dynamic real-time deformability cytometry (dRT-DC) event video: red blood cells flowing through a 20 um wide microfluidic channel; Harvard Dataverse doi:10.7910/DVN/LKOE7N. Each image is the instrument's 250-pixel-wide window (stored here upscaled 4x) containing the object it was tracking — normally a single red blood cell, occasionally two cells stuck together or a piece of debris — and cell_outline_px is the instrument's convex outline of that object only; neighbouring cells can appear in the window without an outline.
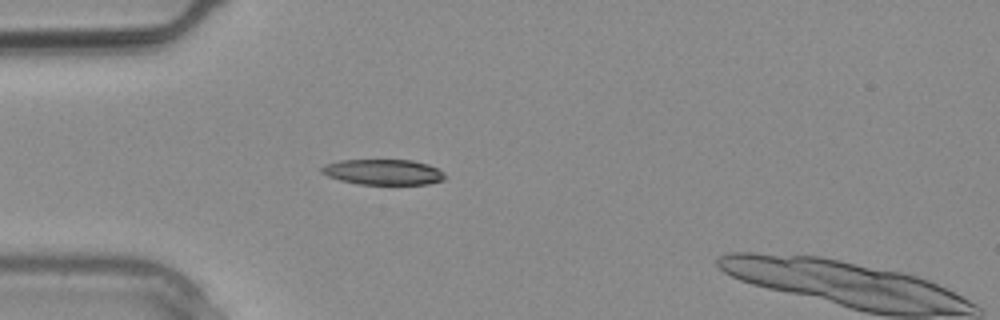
{"species": "common noctule bat (a hibernating species)", "species_latin": "Nyctalus noctula", "temperature_condition": "warm", "stored_images_in_passage": 24, "camera_frame_rate_fps": 3000, "um_per_image_px": 0.085, "animal": {"sex": "male", "body_mass_g": 20.4}, "frame": {"image": 1, "passage_image": 4, "time_ms": 1.0, "image_size_px": [1000, 320], "cell_outline_px": [[448, 176], [444, 180], [428, 184], [360, 184], [340, 180], [328, 176], [320, 172], [320, 168], [324, 164], [340, 160], [412, 160], [428, 164], [444, 172]], "centroid_in_image_um": [32.59, 14.62], "position_along_channel_um": 52.4, "area_um2": 18.44}}